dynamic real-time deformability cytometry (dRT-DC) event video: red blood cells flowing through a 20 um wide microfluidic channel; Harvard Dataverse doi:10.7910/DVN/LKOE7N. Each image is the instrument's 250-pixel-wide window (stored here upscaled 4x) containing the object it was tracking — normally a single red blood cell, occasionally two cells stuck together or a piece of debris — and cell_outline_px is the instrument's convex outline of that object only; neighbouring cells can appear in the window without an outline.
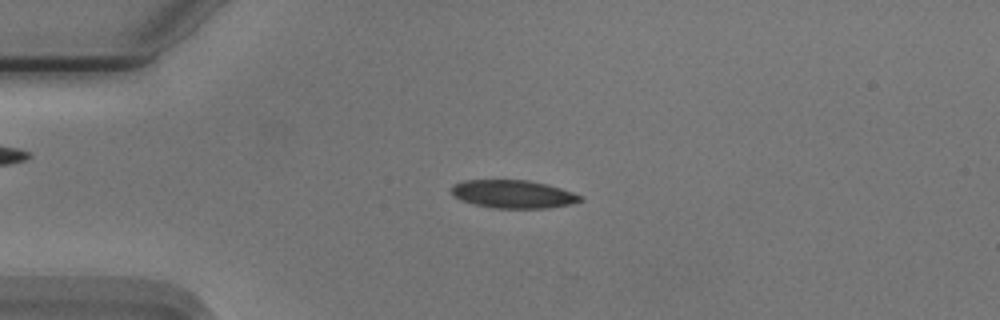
{"species": "Egyptian fruit bat (a non-hibernating species)", "species_latin": "Rousettus aegyptiacus", "temperature_condition": "cold", "stored_images_in_passage": 53, "camera_frame_rate_fps": 3000, "um_per_image_px": 0.085, "animal": {"sex": "male"}, "frame": {"image": 1, "passage_image": 12, "time_ms": 3.667, "image_size_px": [1000, 320], "cell_outline_px": [[584, 200], [568, 204], [548, 208], [496, 208], [476, 204], [460, 200], [452, 192], [452, 188], [456, 184], [464, 180], [528, 180], [560, 188], [572, 192], [580, 196]], "centroid_in_image_um": [43.63, 16.5], "position_along_channel_um": 41.4, "area_um2": 20.63}}
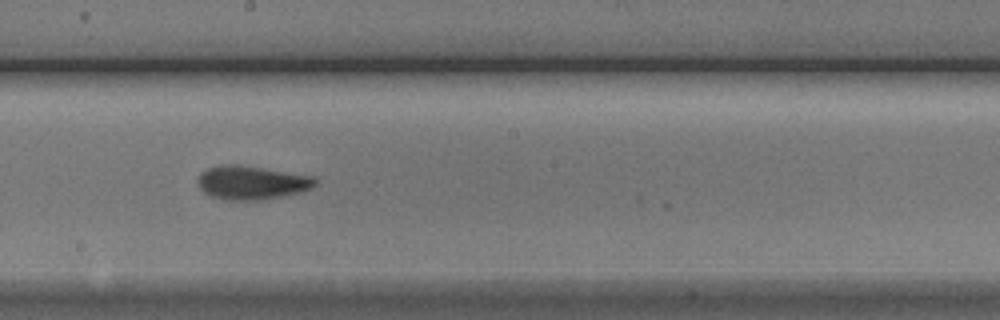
{"frame": {"image": 2, "passage_image": 29, "time_ms": 9.333, "image_size_px": [1000, 320], "cell_outline_px": [[316, 184], [312, 188], [300, 192], [260, 200], [224, 200], [208, 196], [200, 188], [200, 172], [208, 168], [220, 164], [236, 164], [316, 176]], "centroid_in_image_um": [21.4, 15.52], "position_along_channel_um": 226.8, "area_um2": 23.06}}
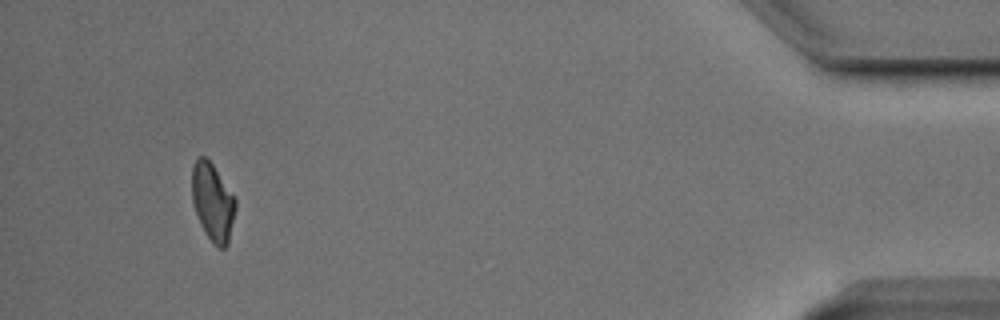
{"frame": {"image": 3, "passage_image": 50, "time_ms": 16.333, "image_size_px": [1000, 320], "cell_outline_px": [[236, 208], [228, 244], [224, 248], [216, 248], [212, 244], [204, 232], [200, 224], [192, 200], [192, 164], [200, 156], [204, 156], [212, 164], [236, 200]], "centroid_in_image_um": [18.07, 17.22], "position_along_channel_um": 417.1, "area_um2": 19.65}, "authors_computed_cell_mechanics": {"area_um2": 20.8658, "velocity_mm_per_s": 3.7345, "shape_relaxation_time_tau1_ms": 2.4244, "shape_relaxation_time_tau2_ms": 2.172, "deformation_change_tau1": 0.1382, "deformation_change_tau2": 0.0934}}